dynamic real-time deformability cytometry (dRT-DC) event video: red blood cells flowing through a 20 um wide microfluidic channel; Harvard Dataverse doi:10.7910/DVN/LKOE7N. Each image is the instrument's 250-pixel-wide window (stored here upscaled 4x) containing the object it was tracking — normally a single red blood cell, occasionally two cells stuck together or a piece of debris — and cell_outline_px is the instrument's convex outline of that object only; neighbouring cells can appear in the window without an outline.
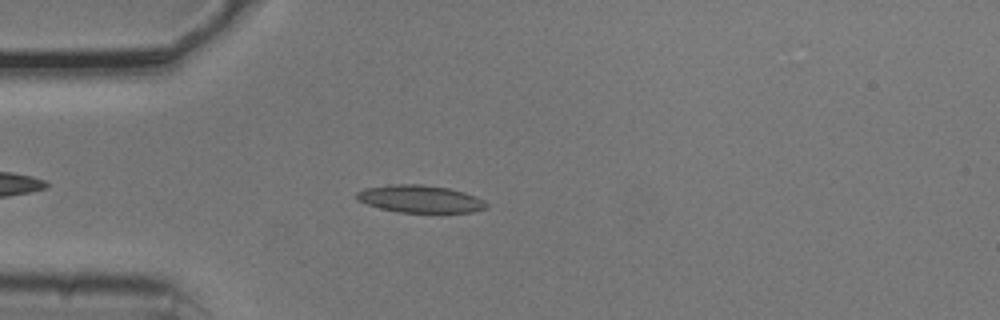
{"species": "common noctule bat (a hibernating species)", "species_latin": "Nyctalus noctula", "temperature_condition": "cold", "stored_images_in_passage": 46, "camera_frame_rate_fps": 3000, "um_per_image_px": 0.085, "animal": {"sex": "male", "body_mass_g": 20.5, "forearm_length_mm": 52.5}, "frame": {"image": 1, "passage_image": 7, "time_ms": 2.0, "image_size_px": [1000, 320], "cell_outline_px": [[488, 208], [472, 212], [440, 216], [400, 212], [380, 208], [356, 200], [356, 192], [364, 188], [388, 184], [420, 184], [448, 188], [464, 192], [476, 196], [484, 200], [488, 204]], "centroid_in_image_um": [35.77, 16.96], "position_along_channel_um": 49.2, "area_um2": 21.85}}
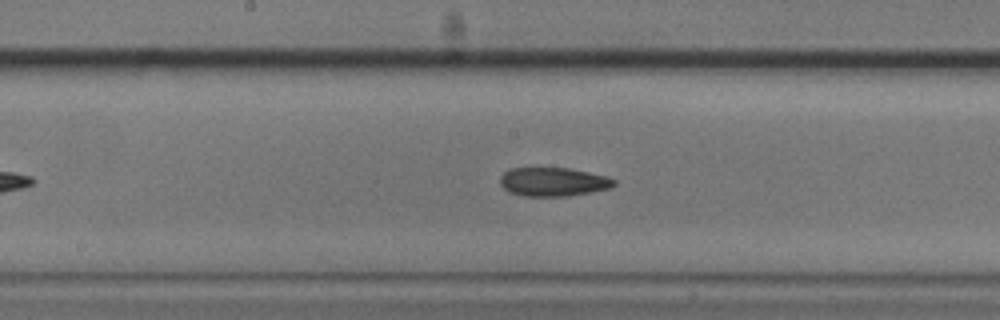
{"frame": {"image": 2, "passage_image": 20, "time_ms": 6.333, "image_size_px": [1000, 320], "cell_outline_px": [[616, 184], [612, 188], [568, 196], [520, 196], [508, 192], [500, 184], [500, 176], [508, 168], [568, 168], [588, 172], [604, 176], [616, 180]], "centroid_in_image_um": [46.99, 15.46], "position_along_channel_um": 201.2, "area_um2": 19.19}}
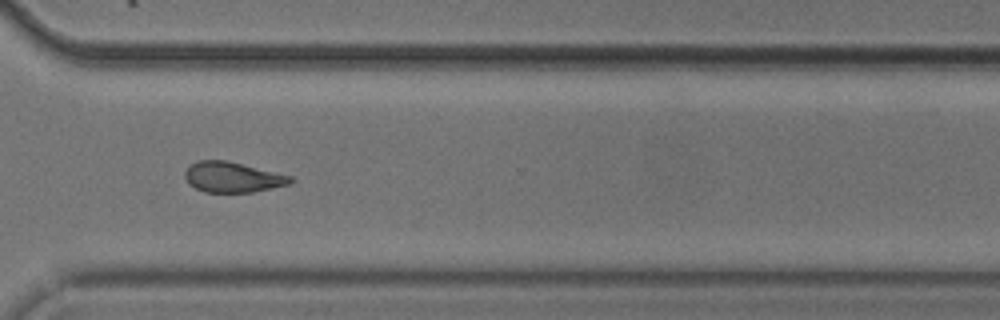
{"frame": {"image": 3, "passage_image": 32, "time_ms": 10.333, "image_size_px": [1000, 320], "cell_outline_px": [[296, 180], [292, 184], [252, 192], [204, 192], [188, 184], [184, 176], [184, 172], [196, 160], [224, 160], [292, 176]], "centroid_in_image_um": [19.78, 15.07], "position_along_channel_um": 350.8, "area_um2": 18.67}, "authors_computed_cell_mechanics": {"area_um2": 19.4208, "velocity_mm_per_s": 3.7571, "shape_relaxation_time_tau1_ms": 2.7255, "shape_relaxation_time_tau2_ms": 4.7815, "deformation_change_tau1": 0.1132, "deformation_change_tau2": 0.118}}